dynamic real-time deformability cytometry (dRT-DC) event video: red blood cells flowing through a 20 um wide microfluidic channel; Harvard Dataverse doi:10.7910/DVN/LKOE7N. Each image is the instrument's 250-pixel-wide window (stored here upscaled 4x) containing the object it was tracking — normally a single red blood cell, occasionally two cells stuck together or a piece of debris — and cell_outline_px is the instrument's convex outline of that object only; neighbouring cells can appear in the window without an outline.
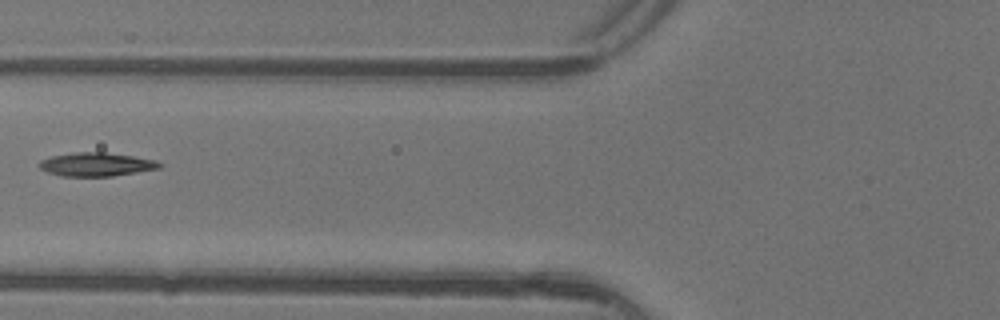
{"species": "common noctule bat (a hibernating species)", "species_latin": "Nyctalus noctula", "temperature_condition": "warm", "stored_images_in_passage": 5, "camera_frame_rate_fps": 3000, "um_per_image_px": 0.085, "animal": {"sex": "female"}, "frame": {"image": 1, "passage_image": 4, "time_ms": 1.0, "image_size_px": [1000, 320], "cell_outline_px": [[164, 164], [160, 168], [112, 176], [60, 176], [48, 172], [40, 168], [36, 164], [40, 160], [52, 156], [76, 152], [104, 152], [132, 156], [156, 160]], "centroid_in_image_um": [8.17, 13.97], "position_along_channel_um": 117.6, "area_um2": 16.53}}
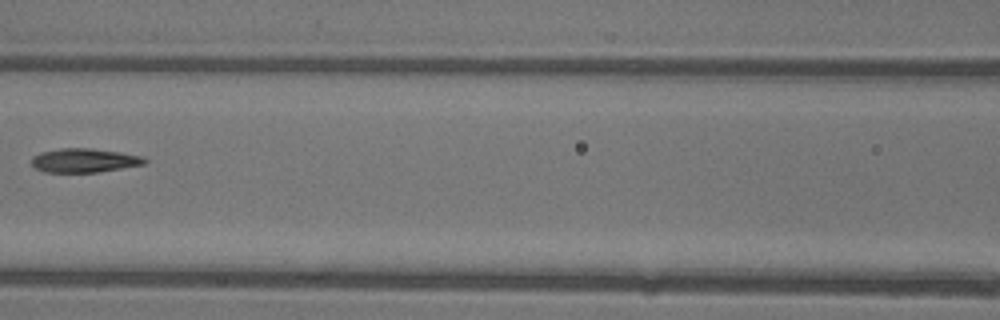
{"frame": {"image": 2, "passage_image": 5, "time_ms": 1.333, "image_size_px": [1000, 320], "cell_outline_px": [[148, 160], [144, 164], [96, 172], [44, 172], [36, 168], [32, 164], [32, 156], [40, 152], [60, 148], [92, 148], [120, 152], [144, 156]], "centroid_in_image_um": [7.16, 13.62], "position_along_channel_um": 159.4, "area_um2": 15.78}}